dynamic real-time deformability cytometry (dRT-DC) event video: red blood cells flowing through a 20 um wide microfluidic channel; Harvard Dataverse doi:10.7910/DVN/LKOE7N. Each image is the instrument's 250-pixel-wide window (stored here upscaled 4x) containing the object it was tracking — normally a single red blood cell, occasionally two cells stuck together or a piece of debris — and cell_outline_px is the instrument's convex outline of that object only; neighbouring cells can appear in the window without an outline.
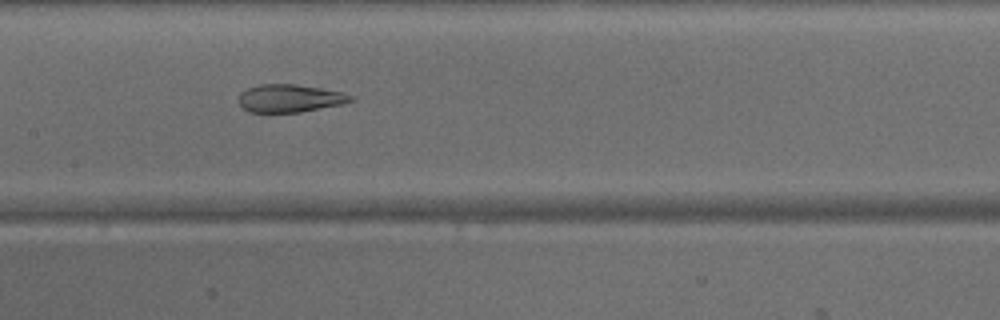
{"species": "common noctule bat (a hibernating species)", "species_latin": "Nyctalus noctula", "temperature_condition": "warm", "stored_images_in_passage": 47, "camera_frame_rate_fps": 3000, "um_per_image_px": 0.085, "animal": {"sex": "male", "body_mass_g": 15.6}, "frame": {"image": 1, "passage_image": 23, "time_ms": 7.333, "image_size_px": [1000, 320], "cell_outline_px": [[356, 100], [340, 104], [300, 112], [248, 112], [240, 104], [240, 92], [248, 88], [260, 84], [296, 84], [344, 92], [352, 96]], "centroid_in_image_um": [24.65, 8.35], "position_along_channel_um": 182.8, "area_um2": 18.03}}
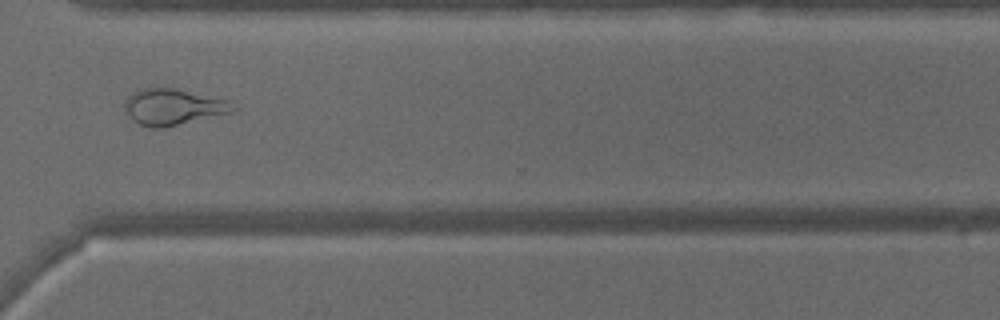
{"frame": {"image": 2, "passage_image": 35, "time_ms": 11.333, "image_size_px": [1000, 320], "cell_outline_px": [[236, 108], [232, 112], [164, 128], [152, 128], [140, 124], [132, 120], [124, 112], [124, 104], [128, 96], [132, 92], [140, 88], [176, 88], [228, 100]], "centroid_in_image_um": [14.67, 9.09], "position_along_channel_um": 355.9, "area_um2": 22.89}}
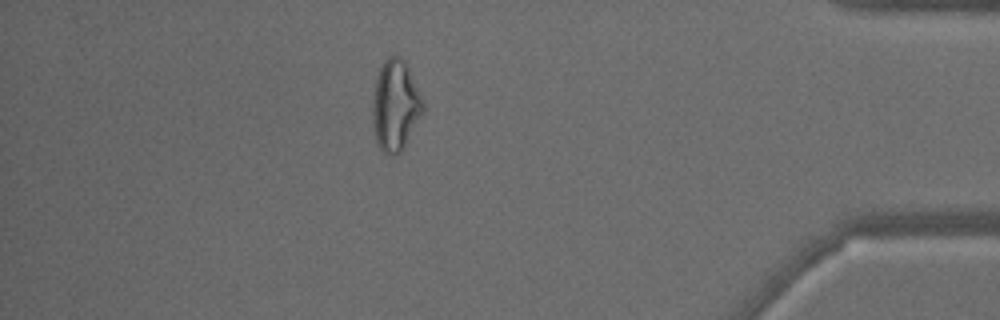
{"frame": {"image": 3, "passage_image": 41, "time_ms": 13.333, "image_size_px": [1000, 320], "cell_outline_px": [[424, 112], [400, 152], [396, 156], [384, 152], [380, 148], [376, 140], [372, 120], [372, 96], [376, 80], [380, 68], [384, 60], [388, 56], [400, 56], [408, 64], [424, 104]], "centroid_in_image_um": [33.6, 8.94], "position_along_channel_um": 401.6, "area_um2": 26.7}}